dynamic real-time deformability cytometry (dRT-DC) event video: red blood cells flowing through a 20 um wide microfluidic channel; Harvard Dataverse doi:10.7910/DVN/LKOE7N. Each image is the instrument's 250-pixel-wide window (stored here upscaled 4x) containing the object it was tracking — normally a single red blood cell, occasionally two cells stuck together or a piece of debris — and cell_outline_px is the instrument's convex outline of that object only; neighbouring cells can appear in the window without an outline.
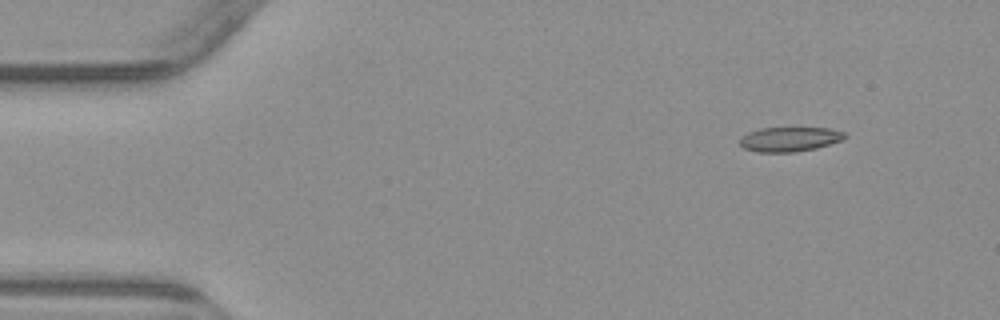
{"species": "common noctule bat (a hibernating species)", "species_latin": "Nyctalus noctula", "temperature_condition": "warm", "stored_images_in_passage": 10, "camera_frame_rate_fps": 3000, "um_per_image_px": 0.085, "animal": {"sex": "male", "body_mass_g": 23.1, "forearm_length_mm": 52.7}, "frame": {"image": 1, "passage_image": 2, "time_ms": 1.333, "image_size_px": [1000, 320], "cell_outline_px": [[848, 136], [844, 140], [816, 148], [792, 152], [756, 152], [744, 148], [740, 144], [740, 140], [748, 132], [760, 128], [832, 128], [844, 132]], "centroid_in_image_um": [67.17, 11.83], "position_along_channel_um": 17.8, "area_um2": 15.03}}
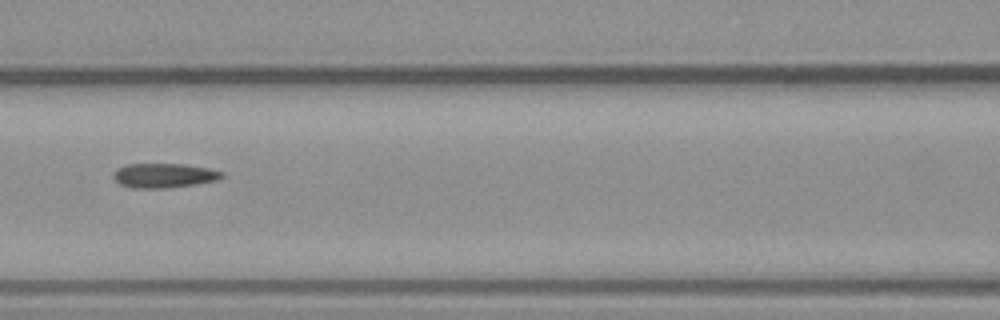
{"frame": {"image": 2, "passage_image": 7, "time_ms": 7.333, "image_size_px": [1000, 320], "cell_outline_px": [[224, 176], [216, 180], [196, 184], [168, 188], [132, 188], [120, 184], [112, 176], [116, 168], [128, 164], [184, 164], [208, 168], [224, 172]], "centroid_in_image_um": [13.93, 14.92], "position_along_channel_um": 152.7, "area_um2": 15.49}}
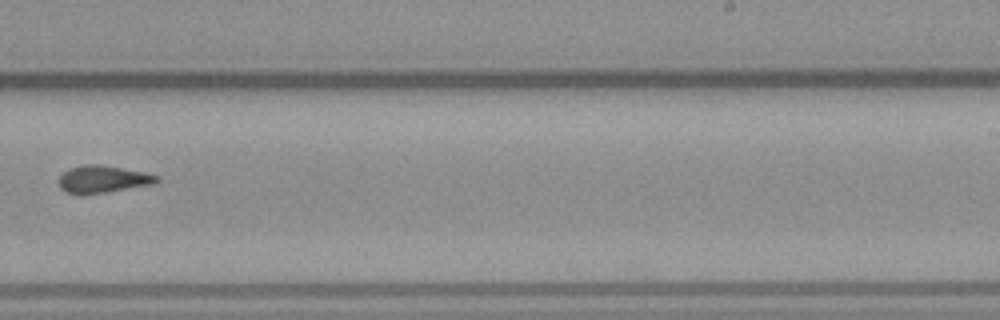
{"frame": {"image": 3, "passage_image": 10, "time_ms": 10.667, "image_size_px": [1000, 320], "cell_outline_px": [[160, 180], [152, 184], [80, 196], [76, 196], [64, 192], [60, 188], [56, 180], [68, 168], [84, 164], [100, 164], [144, 172], [160, 176]], "centroid_in_image_um": [8.65, 15.24], "position_along_channel_um": 280.3, "area_um2": 15.9}}